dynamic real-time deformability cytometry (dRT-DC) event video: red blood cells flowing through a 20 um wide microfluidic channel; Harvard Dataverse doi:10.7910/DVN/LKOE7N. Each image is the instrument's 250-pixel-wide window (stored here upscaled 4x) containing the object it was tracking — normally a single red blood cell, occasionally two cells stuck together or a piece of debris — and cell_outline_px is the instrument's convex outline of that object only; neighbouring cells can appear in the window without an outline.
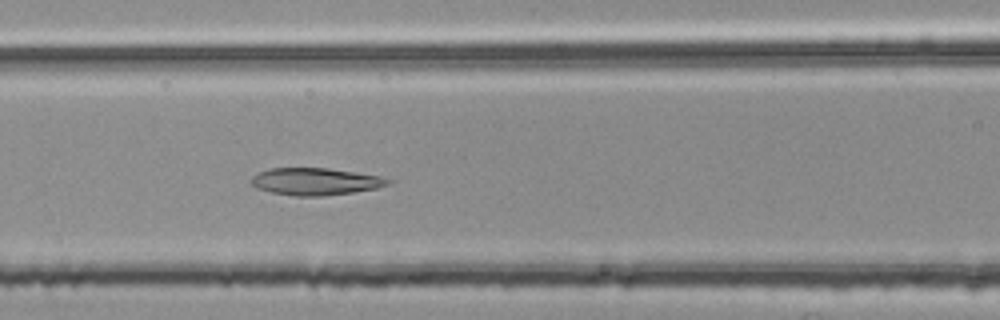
{"species": "common noctule bat (a hibernating species)", "species_latin": "Nyctalus noctula", "temperature_condition": "room temperature", "stored_images_in_passage": 51, "camera_frame_rate_fps": 3000, "um_per_image_px": 0.085, "animal": {"sex": "female", "body_mass_g": 25.1}, "frame": {"image": 1, "passage_image": 22, "time_ms": 7.0, "image_size_px": [1000, 320], "cell_outline_px": [[392, 180], [388, 184], [376, 188], [352, 192], [324, 196], [296, 196], [272, 192], [256, 188], [248, 180], [252, 176], [268, 168], [328, 168], [380, 176]], "centroid_in_image_um": [26.76, 15.42], "position_along_channel_um": 139.8, "area_um2": 21.56}}
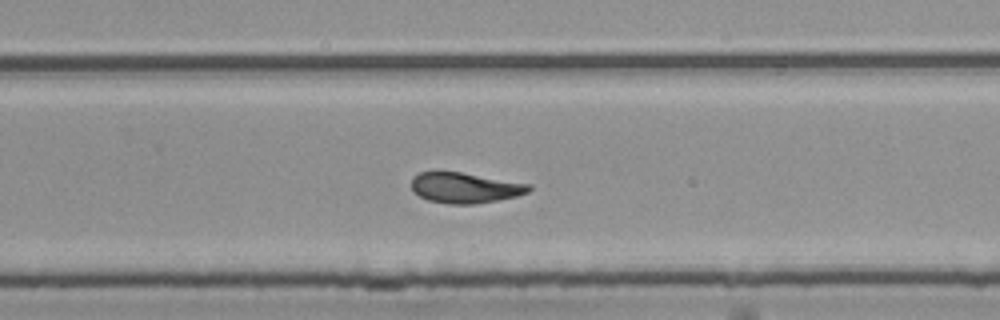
{"frame": {"image": 2, "passage_image": 34, "time_ms": 11.0, "image_size_px": [1000, 320], "cell_outline_px": [[532, 188], [528, 192], [516, 196], [476, 204], [448, 204], [428, 200], [420, 196], [412, 188], [412, 176], [420, 172], [436, 168], [532, 184]], "centroid_in_image_um": [39.48, 15.92], "position_along_channel_um": 290.3, "area_um2": 21.33}}
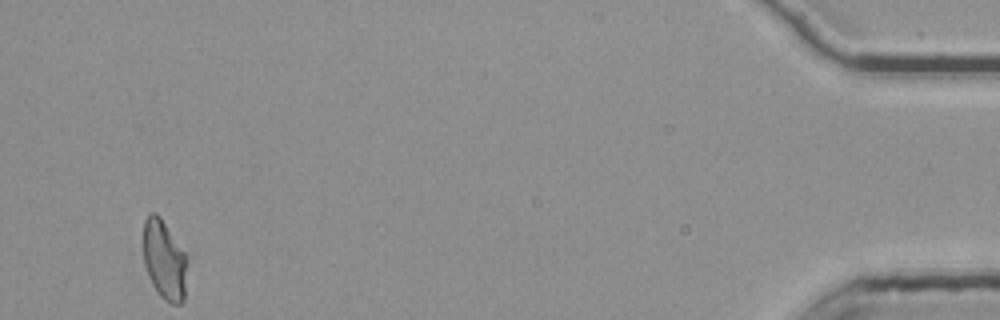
{"frame": {"image": 3, "passage_image": 51, "time_ms": 16.667, "image_size_px": [1000, 320], "cell_outline_px": [[188, 260], [184, 300], [180, 304], [172, 304], [164, 300], [160, 296], [152, 284], [148, 276], [144, 264], [144, 220], [152, 212], [156, 212], [160, 216], [184, 252]], "centroid_in_image_um": [13.98, 22.13], "position_along_channel_um": 421.2, "area_um2": 20.35}, "authors_computed_cell_mechanics": {"area_um2": 21.5594, "velocity_mm_per_s": 3.7767, "shape_relaxation_time_tau1_ms": null, "shape_relaxation_time_tau2_ms": 2.8296, "deformation_change_tau1": null, "deformation_change_tau2": 0.1078}}